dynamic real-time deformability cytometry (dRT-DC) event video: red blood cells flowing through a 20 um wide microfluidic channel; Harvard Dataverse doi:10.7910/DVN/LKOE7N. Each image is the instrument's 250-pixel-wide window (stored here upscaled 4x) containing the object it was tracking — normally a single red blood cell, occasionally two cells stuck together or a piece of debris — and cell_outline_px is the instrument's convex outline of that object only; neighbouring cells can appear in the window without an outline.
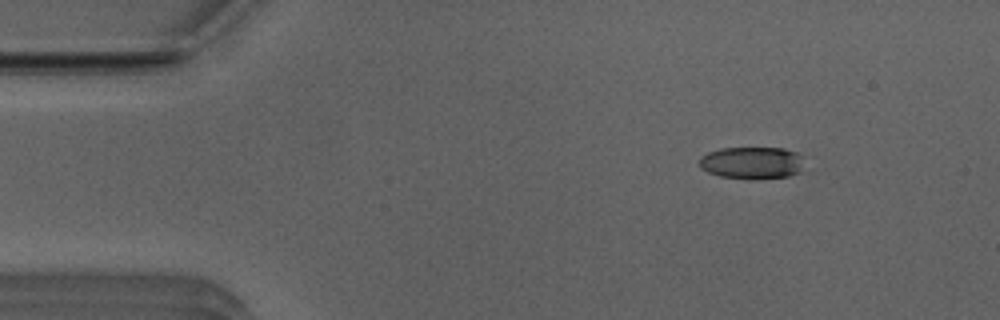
{"species": "Egyptian fruit bat (a non-hibernating species)", "species_latin": "Rousettus aegyptiacus", "temperature_condition": "room temperature", "stored_images_in_passage": 46, "camera_frame_rate_fps": 3000, "um_per_image_px": 0.085, "animal": {"sex": "male"}, "frame": {"image": 1, "passage_image": 1, "time_ms": 0.0, "image_size_px": [1000, 320], "cell_outline_px": [[804, 172], [788, 176], [752, 180], [720, 176], [708, 172], [700, 168], [700, 156], [708, 152], [720, 148], [784, 148], [796, 152], [800, 156]], "centroid_in_image_um": [63.92, 13.85], "position_along_channel_um": 21.1, "area_um2": 19.94}}
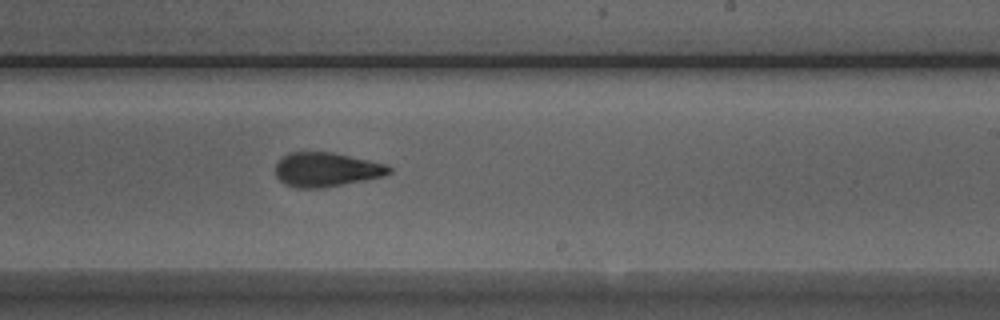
{"frame": {"image": 2, "passage_image": 25, "time_ms": 8.0, "image_size_px": [1000, 320], "cell_outline_px": [[392, 172], [384, 176], [324, 188], [296, 188], [284, 184], [276, 176], [276, 164], [288, 152], [332, 152], [368, 160], [384, 164], [392, 168]], "centroid_in_image_um": [27.73, 14.42], "position_along_channel_um": 261.3, "area_um2": 22.6}}
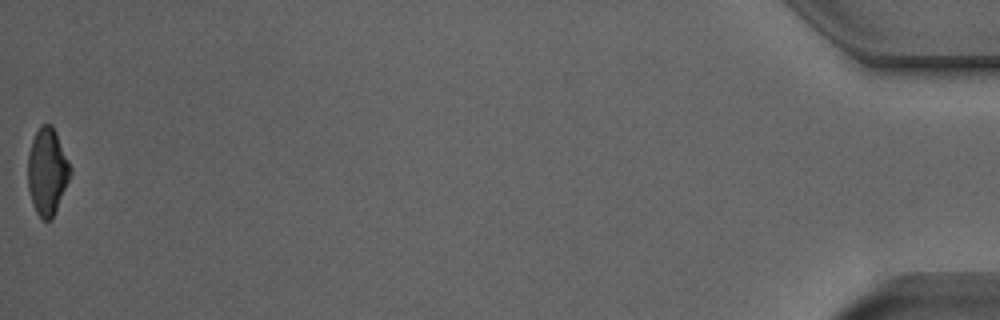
{"frame": {"image": 3, "passage_image": 46, "time_ms": 15.0, "image_size_px": [1000, 320], "cell_outline_px": [[72, 172], [52, 220], [44, 220], [36, 212], [32, 204], [28, 188], [28, 152], [32, 140], [40, 124], [52, 124], [56, 132], [72, 168]], "centroid_in_image_um": [4.02, 14.57], "position_along_channel_um": 431.2, "area_um2": 21.56}, "authors_computed_cell_mechanics": {"area_um2": 22.5131, "velocity_mm_per_s": 3.959, "shape_relaxation_time_tau1_ms": 4.3826, "shape_relaxation_time_tau2_ms": 3.181, "deformation_change_tau1": 0.1671, "deformation_change_tau2": 0.1189}}